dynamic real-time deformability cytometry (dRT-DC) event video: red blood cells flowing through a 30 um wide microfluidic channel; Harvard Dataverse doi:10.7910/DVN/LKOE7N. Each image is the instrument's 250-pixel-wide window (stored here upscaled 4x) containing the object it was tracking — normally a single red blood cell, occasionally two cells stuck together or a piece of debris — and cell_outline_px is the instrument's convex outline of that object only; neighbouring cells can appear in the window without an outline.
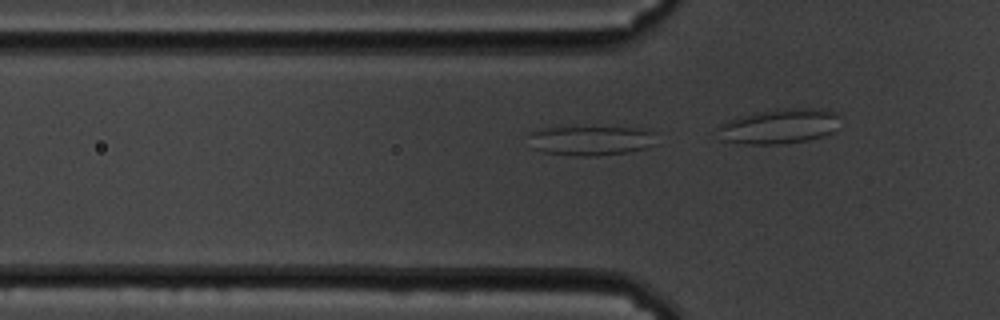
{"species": "common noctule bat (a hibernating species)", "species_latin": "Nyctalus noctula", "temperature_condition": "cold", "stored_images_in_passage": 21, "camera_frame_rate_fps": 3000, "um_per_image_px": 0.085, "animal": {"sex": "male", "body_mass_g": 19.5, "forearm_length_mm": 54.6}, "frame": {"image": 1, "passage_image": 18, "time_ms": 5.667, "image_size_px": [1000, 320], "cell_outline_px": [[656, 144], [644, 148], [628, 152], [596, 156], [576, 156], [544, 152], [528, 148], [528, 136], [532, 132], [544, 128], [648, 128], [652, 132]], "centroid_in_image_um": [50.17, 11.96], "position_along_channel_um": 75.6, "area_um2": 22.02}}